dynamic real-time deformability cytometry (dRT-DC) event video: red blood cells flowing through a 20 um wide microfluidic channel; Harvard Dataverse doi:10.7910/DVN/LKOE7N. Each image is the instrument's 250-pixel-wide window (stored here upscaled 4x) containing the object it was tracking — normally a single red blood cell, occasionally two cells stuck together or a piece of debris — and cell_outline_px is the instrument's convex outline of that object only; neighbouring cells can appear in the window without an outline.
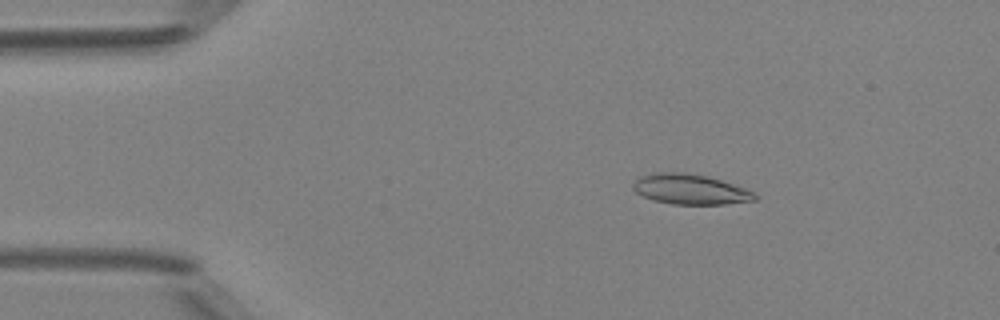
{"species": "Egyptian fruit bat (a non-hibernating species)", "species_latin": "Rousettus aegyptiacus", "temperature_condition": "room temperature", "stored_images_in_passage": 6, "camera_frame_rate_fps": 3000, "um_per_image_px": 0.085, "animal": {"sex": "female"}, "frame": {"image": 1, "passage_image": 3, "time_ms": 2.333, "image_size_px": [1000, 320], "cell_outline_px": [[756, 200], [724, 204], [672, 204], [652, 200], [636, 192], [632, 188], [632, 184], [640, 176], [652, 172], [684, 172], [704, 176], [720, 180], [744, 188], [752, 192], [756, 196]], "centroid_in_image_um": [58.6, 16.09], "position_along_channel_um": 26.4, "area_um2": 21.21}}
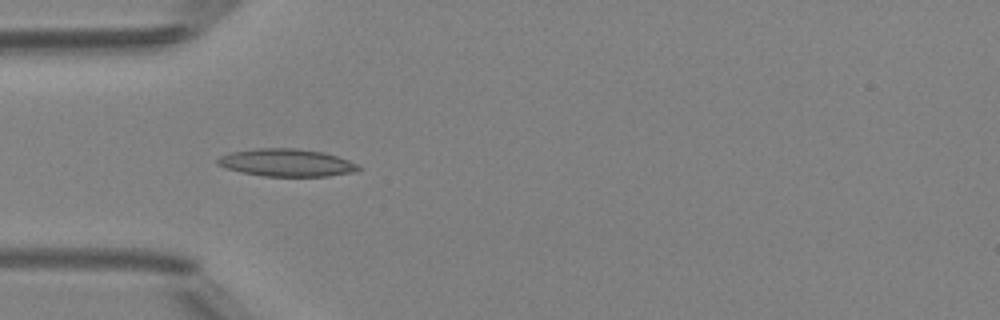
{"frame": {"image": 2, "passage_image": 5, "time_ms": 4.667, "image_size_px": [1000, 320], "cell_outline_px": [[360, 168], [356, 172], [328, 176], [264, 176], [240, 172], [216, 164], [216, 160], [220, 156], [232, 152], [256, 148], [296, 148], [324, 152], [360, 164]], "centroid_in_image_um": [24.38, 13.83], "position_along_channel_um": 60.6, "area_um2": 22.66}}
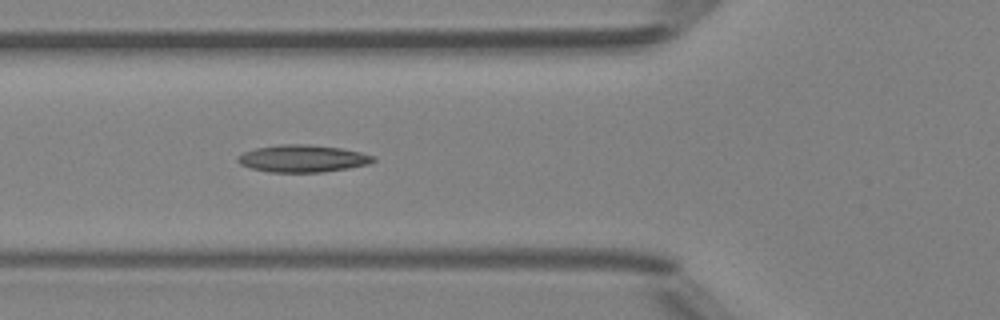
{"frame": {"image": 3, "passage_image": 6, "time_ms": 5.667, "image_size_px": [1000, 320], "cell_outline_px": [[376, 160], [368, 164], [348, 168], [324, 172], [268, 172], [252, 168], [240, 164], [236, 160], [236, 156], [244, 152], [256, 148], [280, 144], [308, 144], [340, 148], [360, 152], [376, 156]], "centroid_in_image_um": [25.72, 13.47], "position_along_channel_um": 100.1, "area_um2": 21.56}}